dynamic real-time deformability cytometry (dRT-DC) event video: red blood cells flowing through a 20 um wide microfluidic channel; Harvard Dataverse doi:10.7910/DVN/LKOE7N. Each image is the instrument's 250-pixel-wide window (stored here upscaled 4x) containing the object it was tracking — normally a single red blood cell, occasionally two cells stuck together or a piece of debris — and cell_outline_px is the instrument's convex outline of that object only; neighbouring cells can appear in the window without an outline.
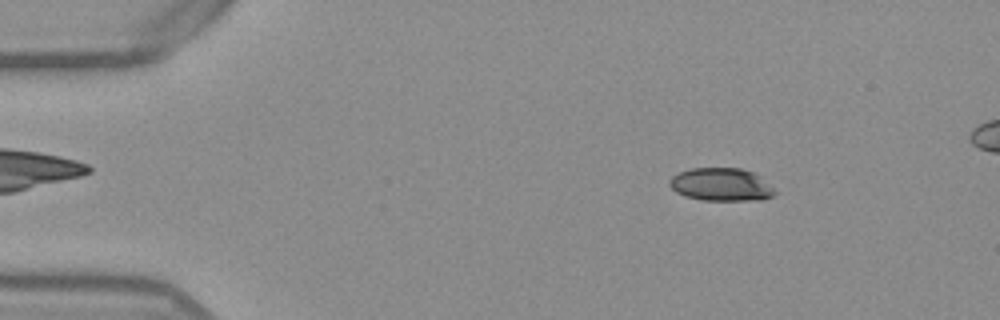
{"species": "Egyptian fruit bat (a non-hibernating species)", "species_latin": "Rousettus aegyptiacus", "temperature_condition": "warm", "stored_images_in_passage": 51, "camera_frame_rate_fps": 3000, "um_per_image_px": 0.085, "frame": {"image": 1, "passage_image": 7, "time_ms": 2.0, "image_size_px": [1000, 320], "cell_outline_px": [[776, 192], [772, 196], [764, 200], [700, 200], [684, 196], [676, 192], [668, 184], [668, 180], [672, 176], [680, 172], [692, 168], [740, 168], [756, 172]], "centroid_in_image_um": [61.29, 15.69], "position_along_channel_um": 23.7, "area_um2": 20.35}}
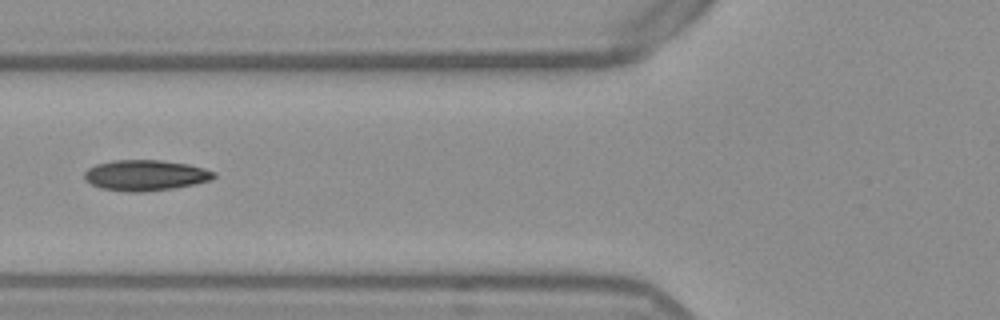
{"frame": {"image": 2, "passage_image": 20, "time_ms": 6.333, "image_size_px": [1000, 320], "cell_outline_px": [[216, 176], [212, 180], [196, 184], [172, 188], [140, 192], [128, 192], [100, 188], [84, 180], [84, 172], [88, 168], [96, 164], [112, 160], [160, 160], [188, 164], [204, 168], [216, 172]], "centroid_in_image_um": [12.36, 14.9], "position_along_channel_um": 113.4, "area_um2": 23.29}}
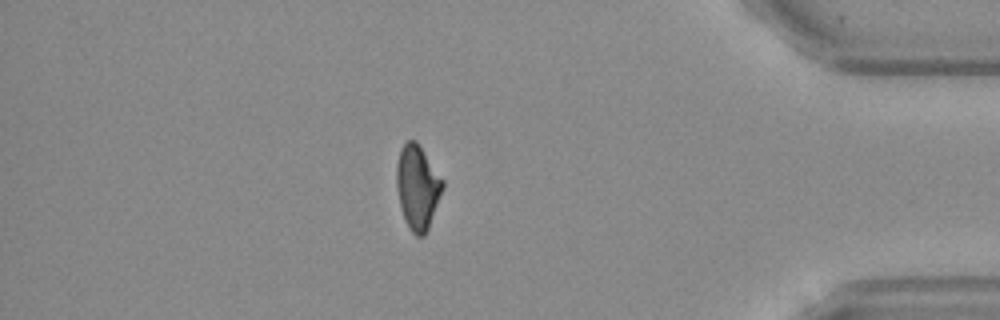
{"frame": {"image": 3, "passage_image": 45, "time_ms": 14.667, "image_size_px": [1000, 320], "cell_outline_px": [[444, 188], [428, 228], [424, 236], [416, 236], [408, 228], [404, 220], [396, 188], [396, 164], [400, 148], [408, 140], [416, 140], [444, 180]], "centroid_in_image_um": [35.48, 15.9], "position_along_channel_um": 399.7, "area_um2": 22.77}}